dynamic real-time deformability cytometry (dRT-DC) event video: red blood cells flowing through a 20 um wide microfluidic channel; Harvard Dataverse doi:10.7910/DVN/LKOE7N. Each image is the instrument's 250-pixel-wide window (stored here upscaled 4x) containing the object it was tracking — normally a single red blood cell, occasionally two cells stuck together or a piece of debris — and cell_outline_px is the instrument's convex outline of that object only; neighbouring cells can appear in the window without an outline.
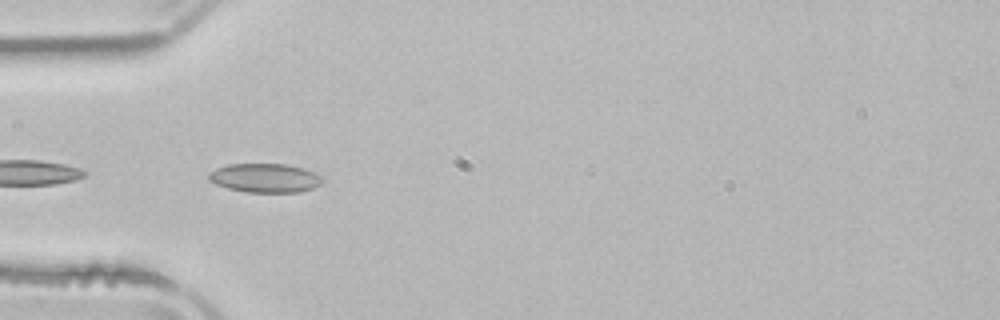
{"species": "common noctule bat (a hibernating species)", "species_latin": "Nyctalus noctula", "temperature_condition": "room temperature", "stored_images_in_passage": 5, "camera_frame_rate_fps": 3000, "um_per_image_px": 0.085, "animal": {"sex": "male", "body_mass_g": 21.5, "forearm_length_mm": 52.0}, "frame": {"image": 1, "passage_image": 4, "time_ms": 4.333, "image_size_px": [1000, 320], "cell_outline_px": [[324, 180], [320, 184], [312, 188], [300, 192], [248, 192], [228, 188], [216, 184], [208, 180], [208, 172], [216, 168], [228, 164], [288, 164], [304, 168], [320, 176]], "centroid_in_image_um": [22.5, 15.12], "position_along_channel_um": 62.5, "area_um2": 19.19}}
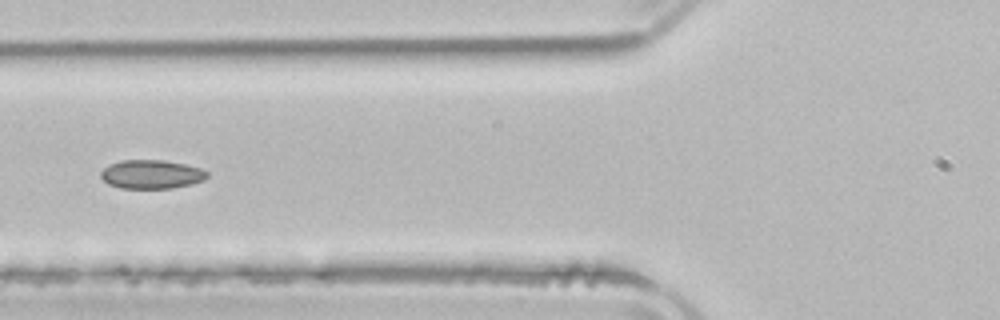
{"frame": {"image": 2, "passage_image": 5, "time_ms": 5.667, "image_size_px": [1000, 320], "cell_outline_px": [[208, 176], [204, 180], [192, 184], [172, 188], [120, 188], [108, 184], [100, 176], [100, 172], [108, 164], [120, 160], [164, 160], [184, 164], [200, 168], [208, 172]], "centroid_in_image_um": [12.86, 14.81], "position_along_channel_um": 112.9, "area_um2": 17.92}}